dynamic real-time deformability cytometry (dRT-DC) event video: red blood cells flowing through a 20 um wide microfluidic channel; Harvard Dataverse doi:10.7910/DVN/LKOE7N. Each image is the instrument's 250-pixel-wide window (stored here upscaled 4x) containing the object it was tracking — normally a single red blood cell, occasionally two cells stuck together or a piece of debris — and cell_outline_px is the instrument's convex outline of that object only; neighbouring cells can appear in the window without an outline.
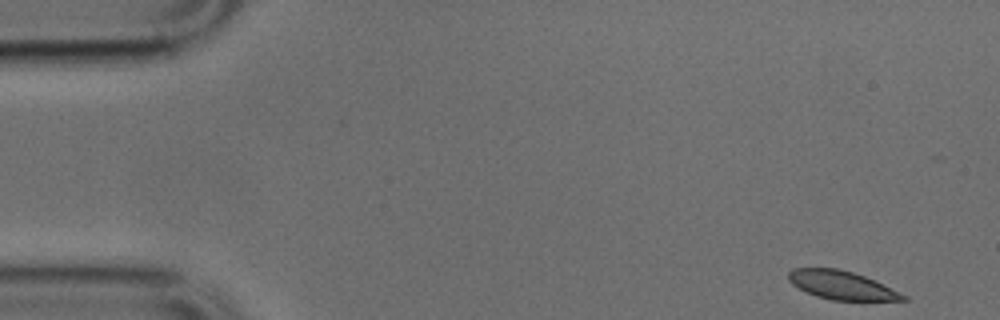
{"species": "common noctule bat (a hibernating species)", "species_latin": "Nyctalus noctula", "temperature_condition": "cold", "stored_images_in_passage": 49, "camera_frame_rate_fps": 3000, "um_per_image_px": 0.085, "animal": {"sex": "male", "body_mass_g": 17.9, "forearm_length_mm": 54.2}, "frame": {"image": 1, "passage_image": 1, "time_ms": 0.0, "image_size_px": [1000, 320], "cell_outline_px": [[908, 300], [832, 300], [816, 296], [792, 284], [788, 280], [788, 272], [792, 268], [836, 268], [852, 272], [864, 276], [908, 296]], "centroid_in_image_um": [71.51, 24.23], "position_along_channel_um": 13.5, "area_um2": 18.73}}
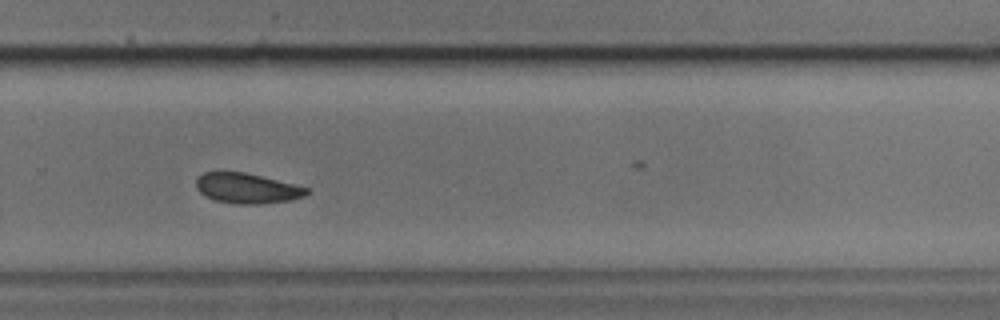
{"frame": {"image": 2, "passage_image": 32, "time_ms": 10.333, "image_size_px": [1000, 320], "cell_outline_px": [[308, 192], [304, 196], [292, 200], [260, 204], [236, 204], [216, 200], [204, 196], [196, 188], [196, 176], [204, 172], [244, 172], [296, 184], [308, 188]], "centroid_in_image_um": [20.98, 16.0], "position_along_channel_um": 308.8, "area_um2": 19.54}}
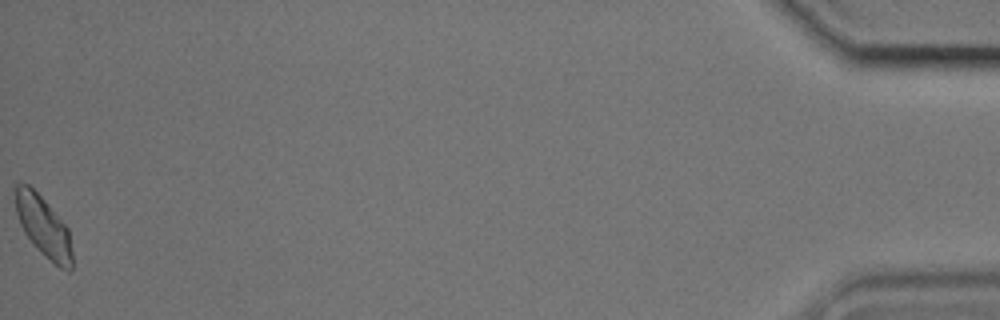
{"frame": {"image": 3, "passage_image": 49, "time_ms": 16.0, "image_size_px": [1000, 320], "cell_outline_px": [[72, 268], [68, 272], [60, 268], [24, 232], [20, 224], [16, 212], [16, 184], [28, 184], [44, 200], [68, 228], [72, 252]], "centroid_in_image_um": [3.72, 19.25], "position_along_channel_um": 431.5, "area_um2": 19.13}}